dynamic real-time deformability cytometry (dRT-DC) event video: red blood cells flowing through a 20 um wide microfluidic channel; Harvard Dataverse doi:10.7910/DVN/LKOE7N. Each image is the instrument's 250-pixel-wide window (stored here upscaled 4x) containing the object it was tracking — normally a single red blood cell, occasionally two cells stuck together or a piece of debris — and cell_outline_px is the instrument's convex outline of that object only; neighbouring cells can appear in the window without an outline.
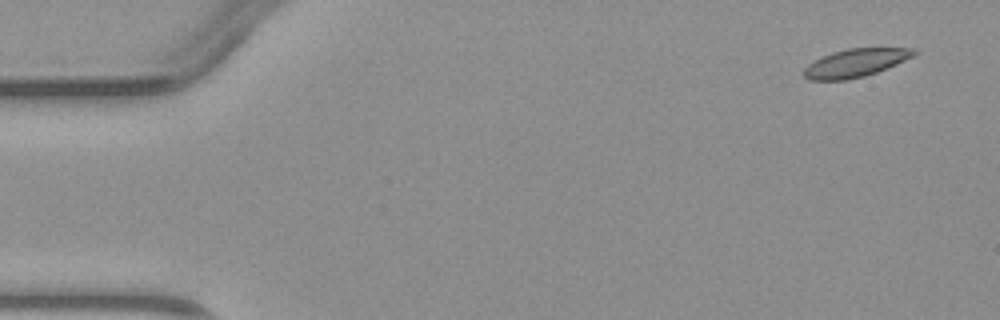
{"species": "common noctule bat (a hibernating species)", "species_latin": "Nyctalus noctula", "temperature_condition": "warm", "stored_images_in_passage": 4, "camera_frame_rate_fps": 3000, "um_per_image_px": 0.085, "animal": {"sex": "male", "body_mass_g": 23.1, "forearm_length_mm": 52.7}, "frame": {"image": 1, "passage_image": 1, "time_ms": 0.0, "image_size_px": [1000, 320], "cell_outline_px": [[920, 52], [896, 64], [876, 72], [864, 76], [848, 80], [808, 80], [804, 76], [804, 68], [808, 64], [832, 52], [848, 48], [916, 48]], "centroid_in_image_um": [72.72, 5.34], "position_along_channel_um": 12.3, "area_um2": 17.92}}
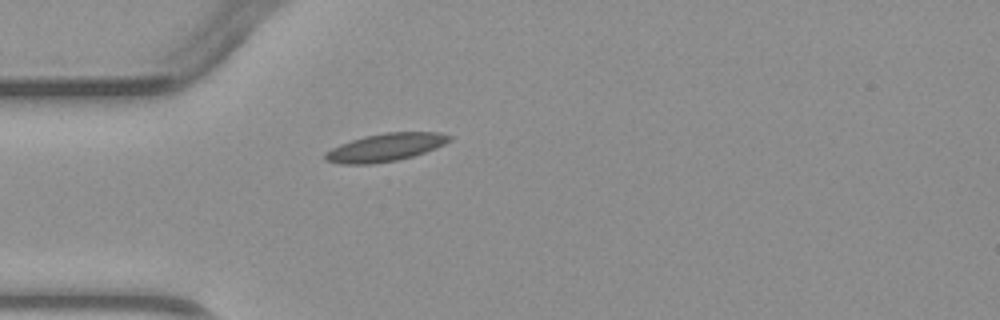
{"frame": {"image": 2, "passage_image": 4, "time_ms": 3.667, "image_size_px": [1000, 320], "cell_outline_px": [[452, 140], [436, 148], [412, 156], [396, 160], [372, 164], [340, 164], [324, 160], [324, 152], [340, 144], [364, 136], [384, 132], [440, 132], [452, 136]], "centroid_in_image_um": [32.75, 12.52], "position_along_channel_um": 52.2, "area_um2": 20.23}}